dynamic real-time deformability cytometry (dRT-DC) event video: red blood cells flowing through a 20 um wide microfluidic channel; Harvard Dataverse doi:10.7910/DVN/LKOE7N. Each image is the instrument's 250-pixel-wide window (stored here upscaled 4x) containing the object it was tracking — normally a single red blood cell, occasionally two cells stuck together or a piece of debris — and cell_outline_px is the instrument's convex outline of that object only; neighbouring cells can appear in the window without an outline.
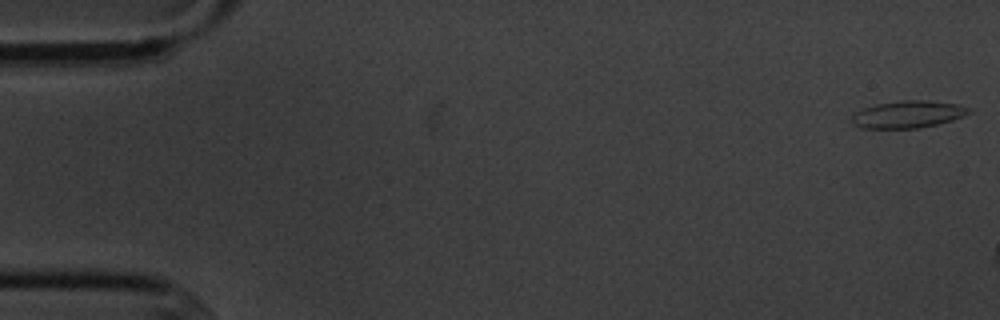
{"species": "common noctule bat (a hibernating species)", "species_latin": "Nyctalus noctula", "temperature_condition": "cold", "stored_images_in_passage": 3, "camera_frame_rate_fps": 3000, "um_per_image_px": 0.085, "animal": {"sex": "male", "body_mass_g": 20.1, "forearm_length_mm": 53.5}, "frame": {"image": 1, "passage_image": 1, "time_ms": 0.0, "image_size_px": [1000, 320], "cell_outline_px": [[972, 112], [964, 116], [952, 120], [920, 128], [864, 128], [852, 124], [852, 116], [856, 112], [864, 108], [876, 104], [904, 100], [928, 100], [960, 104], [968, 108]], "centroid_in_image_um": [77.2, 9.71], "position_along_channel_um": 7.8, "area_um2": 18.5}}